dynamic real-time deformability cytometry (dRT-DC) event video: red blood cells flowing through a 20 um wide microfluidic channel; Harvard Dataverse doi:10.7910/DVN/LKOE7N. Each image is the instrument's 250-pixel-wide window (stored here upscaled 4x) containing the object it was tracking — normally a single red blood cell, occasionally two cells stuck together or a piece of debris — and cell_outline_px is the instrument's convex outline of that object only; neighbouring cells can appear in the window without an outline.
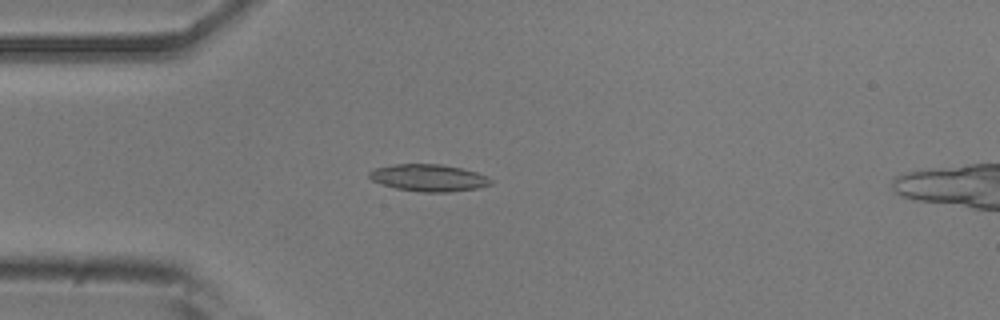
{"species": "common noctule bat (a hibernating species)", "species_latin": "Nyctalus noctula", "temperature_condition": "room temperature", "stored_images_in_passage": 52, "camera_frame_rate_fps": 3000, "um_per_image_px": 0.085, "animal": {"sex": "male", "body_mass_g": 20.5, "forearm_length_mm": 52.5}, "frame": {"image": 1, "passage_image": 14, "time_ms": 4.333, "image_size_px": [1000, 320], "cell_outline_px": [[492, 184], [480, 188], [448, 192], [424, 192], [396, 188], [380, 184], [372, 180], [368, 176], [368, 172], [372, 168], [396, 164], [440, 164], [460, 168], [476, 172], [488, 176], [492, 180]], "centroid_in_image_um": [36.43, 15.11], "position_along_channel_um": 48.6, "area_um2": 19.25}}
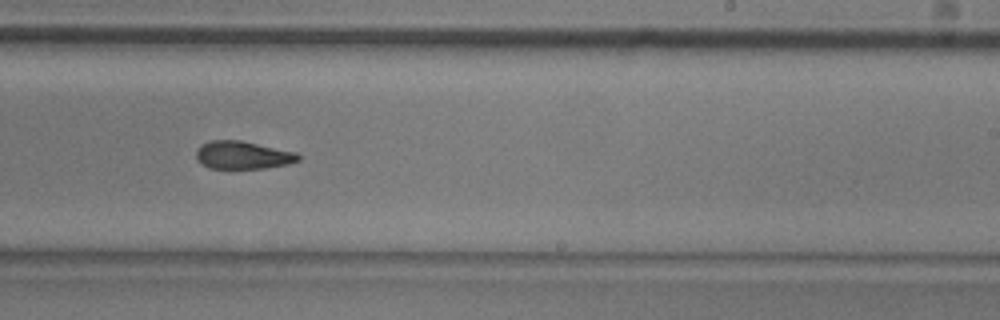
{"frame": {"image": 2, "passage_image": 32, "time_ms": 10.333, "image_size_px": [1000, 320], "cell_outline_px": [[300, 160], [288, 164], [264, 168], [208, 168], [200, 164], [196, 156], [196, 152], [200, 144], [208, 140], [240, 140], [296, 152], [300, 156]], "centroid_in_image_um": [20.6, 13.18], "position_along_channel_um": 268.4, "area_um2": 16.65}}
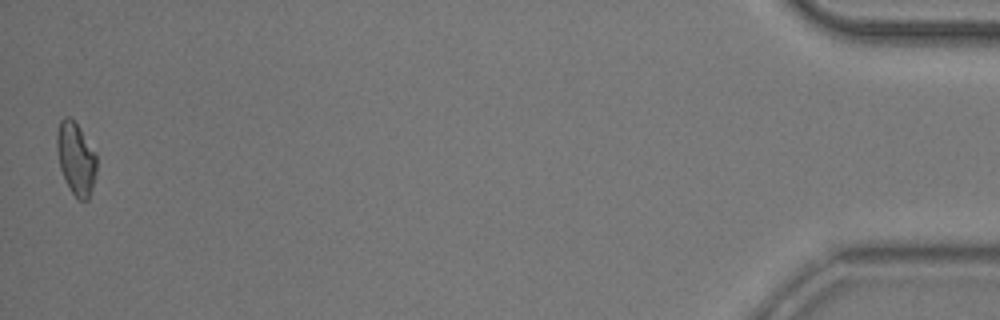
{"frame": {"image": 3, "passage_image": 52, "time_ms": 17.0, "image_size_px": [1000, 320], "cell_outline_px": [[96, 172], [92, 188], [88, 200], [80, 200], [72, 192], [60, 168], [56, 148], [56, 132], [60, 120], [64, 116], [72, 116], [96, 152]], "centroid_in_image_um": [6.45, 13.4], "position_along_channel_um": 428.8, "area_um2": 16.88}, "authors_computed_cell_mechanics": {"area_um2": 17.2533, "velocity_mm_per_s": 3.8376, "shape_relaxation_time_tau1_ms": null, "shape_relaxation_time_tau2_ms": 3.3472, "deformation_change_tau1": null, "deformation_change_tau2": 0.1036}}